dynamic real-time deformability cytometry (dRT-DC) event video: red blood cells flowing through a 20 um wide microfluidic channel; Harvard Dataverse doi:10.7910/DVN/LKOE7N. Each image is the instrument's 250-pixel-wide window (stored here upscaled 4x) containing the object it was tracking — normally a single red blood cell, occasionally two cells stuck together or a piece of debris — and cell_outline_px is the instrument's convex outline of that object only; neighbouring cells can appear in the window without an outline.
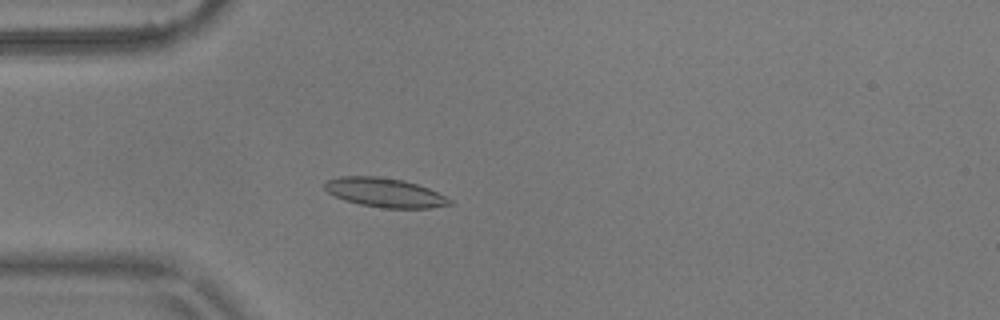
{"species": "common noctule bat (a hibernating species)", "species_latin": "Nyctalus noctula", "temperature_condition": "warm", "stored_images_in_passage": 4, "camera_frame_rate_fps": 3000, "um_per_image_px": 0.085, "animal": {"sex": "male", "body_mass_g": 17.9}, "frame": {"image": 1, "passage_image": 4, "time_ms": 1.0, "image_size_px": [1000, 320], "cell_outline_px": [[452, 204], [428, 208], [380, 208], [360, 204], [344, 200], [328, 192], [324, 188], [324, 184], [328, 180], [340, 176], [376, 176], [404, 180], [428, 188], [452, 200]], "centroid_in_image_um": [32.69, 16.37], "position_along_channel_um": 52.3, "area_um2": 21.1}}